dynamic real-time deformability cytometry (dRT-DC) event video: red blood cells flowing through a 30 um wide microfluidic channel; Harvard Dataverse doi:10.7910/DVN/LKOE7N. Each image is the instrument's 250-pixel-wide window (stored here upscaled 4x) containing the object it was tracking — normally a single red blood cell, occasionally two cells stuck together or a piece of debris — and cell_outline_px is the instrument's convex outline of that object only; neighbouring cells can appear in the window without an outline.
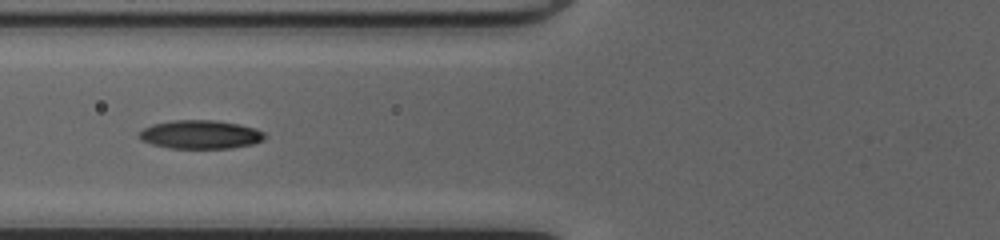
{"species": "common noctule bat (a hibernating species)", "species_latin": "Nyctalus noctula", "temperature_condition": "cold", "stored_images_in_passage": 28, "camera_frame_rate_fps": 3000, "um_per_image_px": 0.085, "animal": {"sex": "female", "body_mass_g": 20.0, "forearm_length_mm": 54.0}, "frame": {"image": 1, "passage_image": 10, "time_ms": 3.0, "image_size_px": [1000, 240], "cell_outline_px": [[268, 136], [264, 140], [252, 144], [232, 148], [168, 148], [152, 144], [140, 140], [136, 136], [144, 128], [152, 124], [172, 120], [216, 120], [240, 124], [256, 128], [264, 132]], "centroid_in_image_um": [17.05, 11.43], "position_along_channel_um": 108.8, "area_um2": 21.21}}
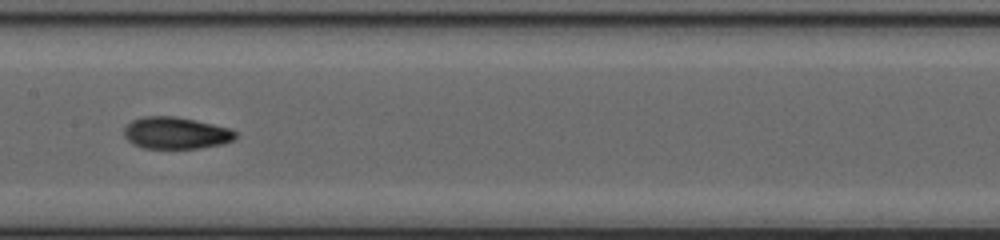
{"frame": {"image": 2, "passage_image": 16, "time_ms": 5.0, "image_size_px": [1000, 240], "cell_outline_px": [[236, 136], [232, 140], [224, 144], [200, 148], [144, 148], [132, 144], [124, 136], [124, 128], [132, 120], [144, 116], [176, 116], [196, 120], [232, 128], [236, 132]], "centroid_in_image_um": [14.96, 11.3], "position_along_channel_um": 192.4, "area_um2": 20.87}}
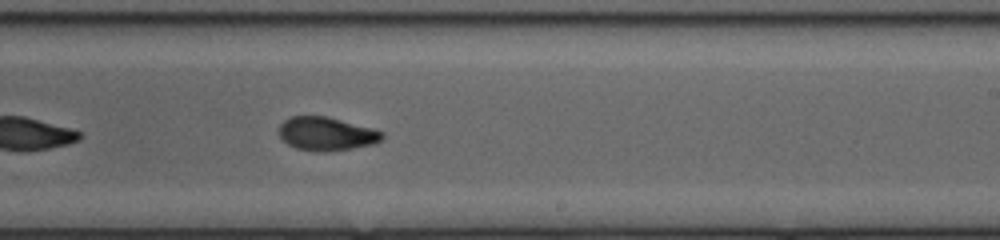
{"frame": {"image": 3, "passage_image": 21, "time_ms": 6.667, "image_size_px": [1000, 240], "cell_outline_px": [[384, 136], [376, 144], [352, 148], [324, 152], [316, 152], [296, 148], [288, 144], [280, 136], [280, 124], [284, 120], [292, 116], [324, 116], [372, 128], [384, 132]], "centroid_in_image_um": [27.76, 11.38], "position_along_channel_um": 261.2, "area_um2": 20.0}}